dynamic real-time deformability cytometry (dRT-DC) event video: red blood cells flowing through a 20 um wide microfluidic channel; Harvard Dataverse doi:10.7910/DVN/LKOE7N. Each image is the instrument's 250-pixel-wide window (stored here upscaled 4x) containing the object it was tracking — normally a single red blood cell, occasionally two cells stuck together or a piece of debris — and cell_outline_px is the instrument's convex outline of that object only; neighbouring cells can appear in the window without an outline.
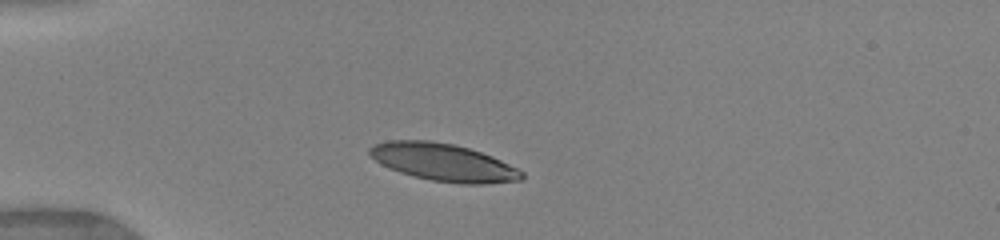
{"species": "human", "species_latin": "Homo sapiens", "temperature_condition": "warm", "stored_images_in_passage": 28, "camera_frame_rate_fps": 3000, "um_per_image_px": 0.085, "donor": {"sex": "female"}, "frame": {"image": 1, "passage_image": 1, "time_ms": 0.0, "image_size_px": [1000, 240], "cell_outline_px": [[524, 176], [520, 180], [484, 184], [460, 184], [432, 180], [400, 172], [380, 164], [368, 152], [368, 148], [376, 144], [388, 140], [428, 140], [452, 144], [468, 148], [492, 156], [524, 172]], "centroid_in_image_um": [37.68, 13.79], "position_along_channel_um": 47.3, "area_um2": 32.89}, "authors_computed_cell_mechanics": {"area_um2": 34.0153, "velocity_mm_per_s": 3.9759, "shape_relaxation_time_tau1_ms": 2.6154, "shape_relaxation_time_tau2_ms": 1.4633, "deformation_change_tau1": 0.1524, "deformation_change_tau2": 0.0837}}